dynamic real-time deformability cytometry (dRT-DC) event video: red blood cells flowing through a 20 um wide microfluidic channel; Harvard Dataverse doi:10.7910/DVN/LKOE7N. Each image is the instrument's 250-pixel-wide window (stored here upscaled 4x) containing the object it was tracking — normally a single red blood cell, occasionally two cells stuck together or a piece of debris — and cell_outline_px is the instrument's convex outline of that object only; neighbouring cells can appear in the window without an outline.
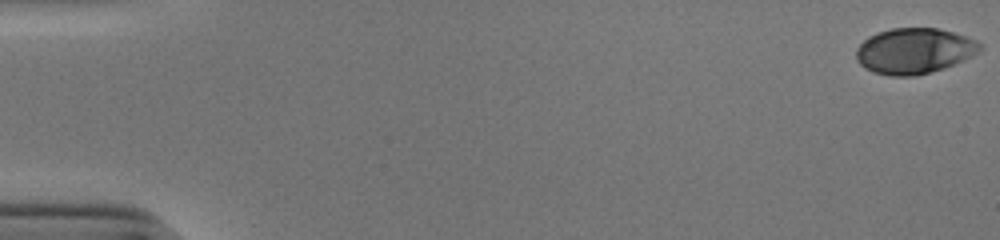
{"species": "human", "species_latin": "Homo sapiens", "temperature_condition": "cold", "stored_images_in_passage": 46, "camera_frame_rate_fps": 3000, "um_per_image_px": 0.085, "donor": {"sex": "male"}, "frame": {"image": 1, "passage_image": 1, "time_ms": 0.0, "image_size_px": [1000, 240], "cell_outline_px": [[984, 48], [980, 52], [964, 60], [944, 68], [916, 76], [888, 76], [872, 72], [864, 68], [856, 60], [856, 48], [868, 36], [892, 28], [936, 28], [952, 32], [976, 40], [984, 44]], "centroid_in_image_um": [77.72, 4.34], "position_along_channel_um": 7.3, "area_um2": 33.18}}
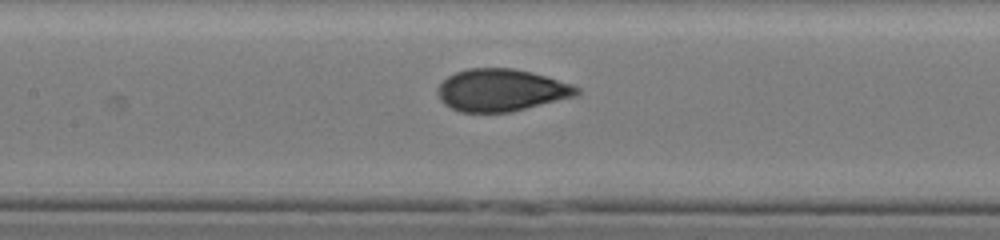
{"frame": {"image": 2, "passage_image": 26, "time_ms": 8.333, "image_size_px": [1000, 240], "cell_outline_px": [[580, 92], [576, 96], [512, 112], [460, 112], [444, 104], [440, 100], [436, 92], [436, 88], [448, 76], [456, 72], [468, 68], [512, 68], [532, 72], [572, 84], [580, 88]], "centroid_in_image_um": [42.6, 7.66], "position_along_channel_um": 164.8, "area_um2": 34.39}}
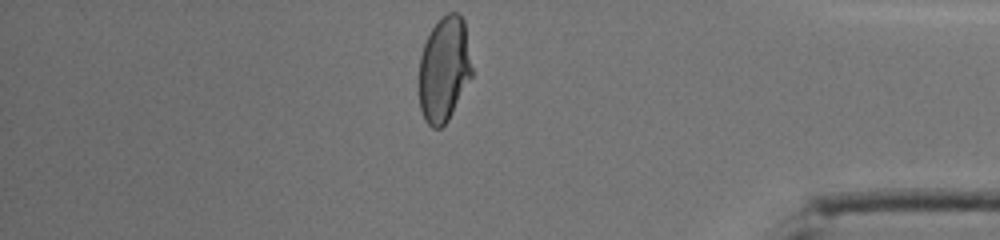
{"frame": {"image": 3, "passage_image": 46, "time_ms": 15.0, "image_size_px": [1000, 240], "cell_outline_px": [[472, 76], [448, 120], [440, 128], [432, 128], [424, 120], [420, 108], [420, 56], [424, 44], [432, 28], [448, 12], [456, 12], [464, 20], [472, 68]], "centroid_in_image_um": [37.75, 5.91], "position_along_channel_um": 397.4, "area_um2": 32.02}, "authors_computed_cell_mechanics": {"area_um2": 33.4373, "velocity_mm_per_s": 3.9176, "shape_relaxation_time_tau1_ms": 5.4705, "shape_relaxation_time_tau2_ms": null, "deformation_change_tau1": 0.1885, "deformation_change_tau2": null}}